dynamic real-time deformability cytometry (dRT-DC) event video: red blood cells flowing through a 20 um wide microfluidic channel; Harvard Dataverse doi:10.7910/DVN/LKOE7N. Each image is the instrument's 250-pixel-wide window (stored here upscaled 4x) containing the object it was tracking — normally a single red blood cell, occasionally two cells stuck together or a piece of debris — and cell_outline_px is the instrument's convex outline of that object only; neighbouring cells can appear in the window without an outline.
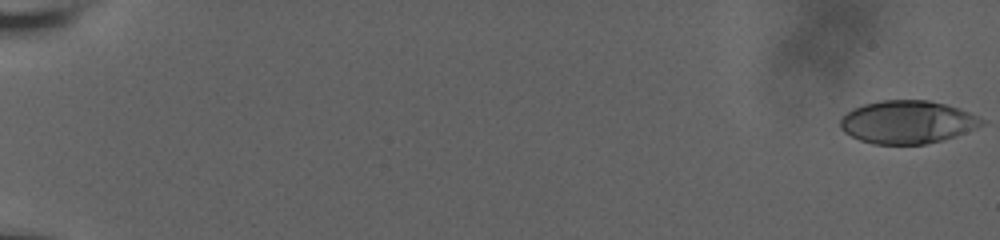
{"species": "human", "species_latin": "Homo sapiens", "temperature_condition": "room temperature", "stored_images_in_passage": 47, "camera_frame_rate_fps": 3000, "um_per_image_px": 0.085, "donor": {"sex": "male"}, "frame": {"image": 1, "passage_image": 1, "time_ms": 0.0, "image_size_px": [1000, 240], "cell_outline_px": [[984, 124], [976, 128], [940, 140], [924, 144], [872, 144], [860, 140], [844, 132], [840, 128], [840, 120], [852, 108], [864, 104], [880, 100], [928, 100], [960, 108], [984, 120]], "centroid_in_image_um": [77.09, 10.37], "position_along_channel_um": 7.9, "area_um2": 35.08}}
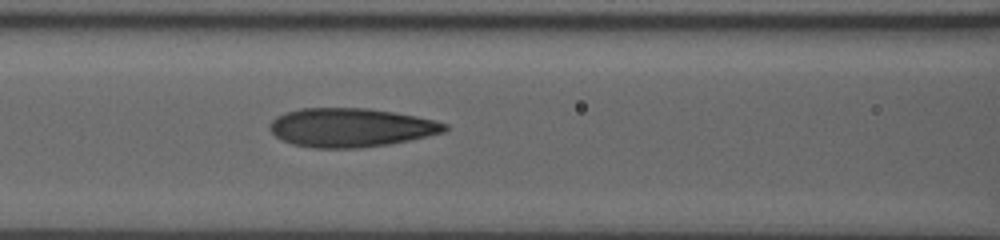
{"frame": {"image": 2, "passage_image": 37, "time_ms": 9.333, "image_size_px": [1000, 240], "cell_outline_px": [[448, 128], [444, 132], [408, 140], [388, 144], [360, 148], [316, 148], [292, 144], [276, 136], [268, 128], [268, 124], [276, 116], [284, 112], [300, 108], [368, 108], [416, 116], [436, 120], [448, 124]], "centroid_in_image_um": [29.8, 10.83], "position_along_channel_um": 136.8, "area_um2": 39.59}}
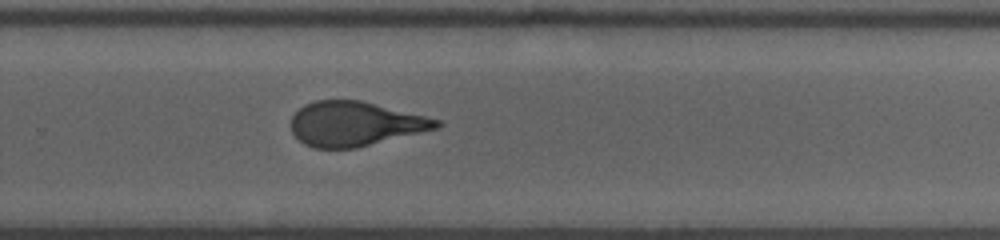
{"frame": {"image": 3, "passage_image": 47, "time_ms": 13.667, "image_size_px": [1000, 240], "cell_outline_px": [[444, 124], [436, 128], [356, 148], [312, 148], [304, 144], [292, 132], [292, 116], [304, 104], [316, 100], [360, 100], [440, 120]], "centroid_in_image_um": [30.14, 10.52], "position_along_channel_um": 299.7, "area_um2": 37.22}}